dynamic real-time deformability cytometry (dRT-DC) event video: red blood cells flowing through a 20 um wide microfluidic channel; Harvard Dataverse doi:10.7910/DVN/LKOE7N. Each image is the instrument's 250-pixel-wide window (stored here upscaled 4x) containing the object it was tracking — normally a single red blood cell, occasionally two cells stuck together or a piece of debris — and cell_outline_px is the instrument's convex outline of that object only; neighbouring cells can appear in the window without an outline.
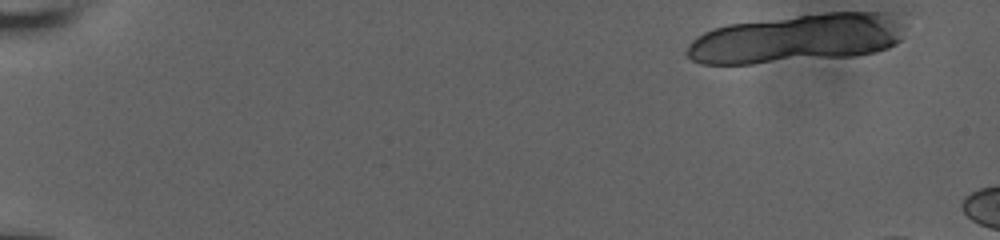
{"species": "human", "species_latin": "Homo sapiens", "temperature_condition": "room temperature", "stored_images_in_passage": 22, "camera_frame_rate_fps": 3000, "um_per_image_px": 0.085, "donor": {"sex": "male"}, "frame": {"image": 1, "passage_image": 1, "time_ms": 0.0, "image_size_px": [1000, 240], "cell_outline_px": [[908, 12], [904, 28], [900, 40], [896, 44], [888, 48], [876, 52], [856, 56], [752, 64], [700, 64], [692, 60], [684, 52], [688, 44], [696, 36], [712, 28], [728, 24], [828, 12]], "centroid_in_image_um": [67.87, 3.25], "position_along_channel_um": 17.1, "area_um2": 63.18}}
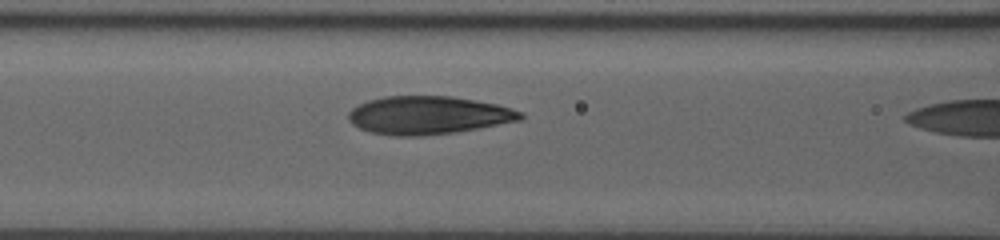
{"frame": {"image": 2, "passage_image": 21, "time_ms": 6.667, "image_size_px": [1000, 240], "cell_outline_px": [[524, 116], [520, 120], [456, 132], [420, 136], [396, 136], [368, 132], [352, 124], [348, 120], [348, 112], [352, 108], [368, 100], [384, 96], [452, 96], [496, 104], [524, 112]], "centroid_in_image_um": [36.37, 9.79], "position_along_channel_um": 130.2, "area_um2": 38.21}}